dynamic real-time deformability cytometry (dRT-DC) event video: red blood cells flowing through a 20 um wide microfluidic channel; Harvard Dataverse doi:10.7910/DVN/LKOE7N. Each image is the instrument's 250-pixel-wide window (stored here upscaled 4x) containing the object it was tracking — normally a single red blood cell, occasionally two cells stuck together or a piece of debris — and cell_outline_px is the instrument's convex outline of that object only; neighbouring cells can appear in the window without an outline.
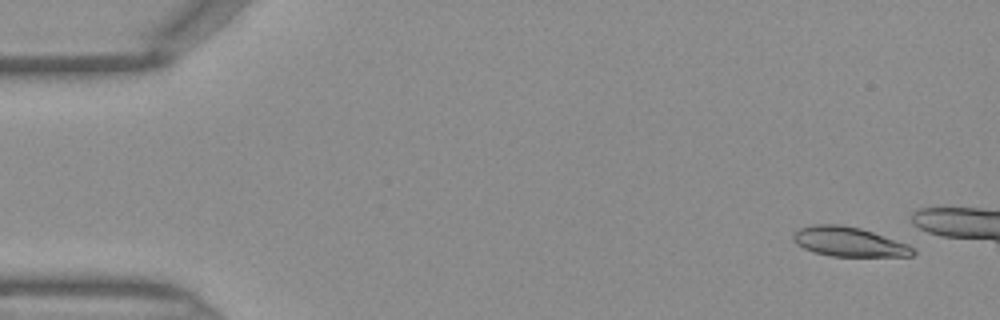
{"species": "Egyptian fruit bat (a non-hibernating species)", "species_latin": "Rousettus aegyptiacus", "temperature_condition": "warm", "stored_images_in_passage": 12, "camera_frame_rate_fps": 3000, "um_per_image_px": 0.085, "frame": {"image": 1, "passage_image": 3, "time_ms": 0.667, "image_size_px": [1000, 320], "cell_outline_px": [[916, 252], [912, 256], [832, 256], [816, 252], [804, 248], [796, 244], [792, 240], [792, 232], [796, 228], [812, 224], [840, 224], [860, 228], [908, 244], [916, 248]], "centroid_in_image_um": [72.12, 20.54], "position_along_channel_um": 12.9, "area_um2": 20.75}}